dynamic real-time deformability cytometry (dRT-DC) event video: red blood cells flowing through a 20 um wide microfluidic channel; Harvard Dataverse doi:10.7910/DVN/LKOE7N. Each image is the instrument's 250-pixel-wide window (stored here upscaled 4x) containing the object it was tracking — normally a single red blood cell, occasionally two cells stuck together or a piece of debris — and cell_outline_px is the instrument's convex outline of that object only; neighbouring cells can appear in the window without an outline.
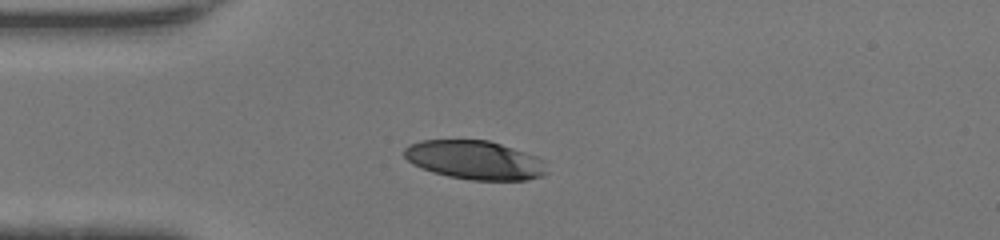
{"species": "human", "species_latin": "Homo sapiens", "temperature_condition": "warm", "stored_images_in_passage": 36, "camera_frame_rate_fps": 3000, "um_per_image_px": 0.085, "donor": {"sex": "female"}, "frame": {"image": 1, "passage_image": 1, "time_ms": 0.0, "image_size_px": [1000, 240], "cell_outline_px": [[548, 172], [544, 176], [528, 180], [472, 180], [448, 176], [432, 172], [412, 164], [404, 156], [404, 148], [408, 144], [420, 140], [488, 140], [536, 156], [544, 160]], "centroid_in_image_um": [40.36, 13.61], "position_along_channel_um": 44.6, "area_um2": 32.37}}
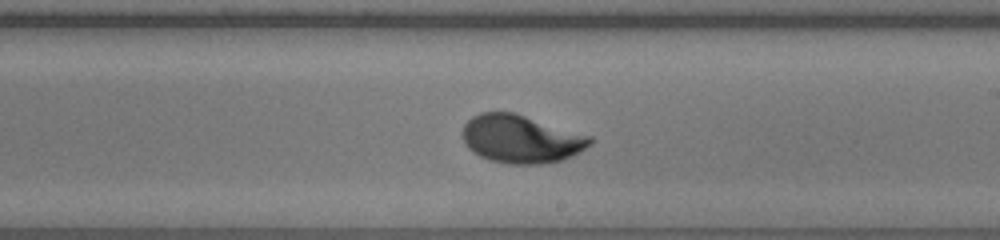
{"frame": {"image": 2, "passage_image": 16, "time_ms": 5.0, "image_size_px": [1000, 240], "cell_outline_px": [[596, 140], [592, 144], [580, 152], [572, 156], [560, 160], [540, 164], [508, 164], [488, 160], [472, 152], [464, 144], [460, 132], [464, 124], [472, 116], [480, 112], [512, 112], [592, 136]], "centroid_in_image_um": [44.26, 11.82], "position_along_channel_um": 244.7, "area_um2": 36.07}}
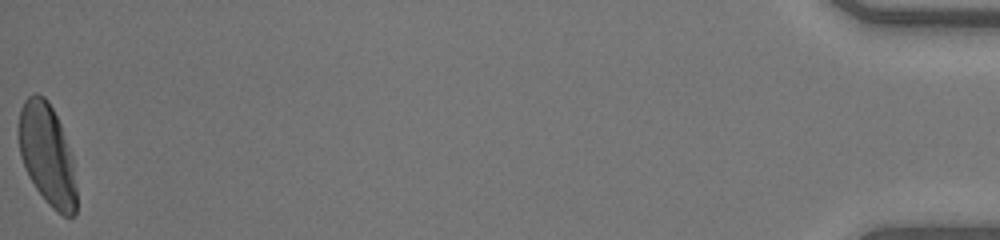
{"frame": {"image": 3, "passage_image": 36, "time_ms": 11.667, "image_size_px": [1000, 240], "cell_outline_px": [[76, 212], [72, 216], [64, 216], [52, 208], [48, 204], [36, 188], [28, 176], [24, 168], [20, 156], [20, 108], [24, 100], [28, 96], [36, 92], [44, 96], [48, 100], [60, 124], [72, 152], [76, 188]], "centroid_in_image_um": [4.02, 13.14], "position_along_channel_um": 431.2, "area_um2": 34.04}, "authors_computed_cell_mechanics": {"area_um2": 34.68, "velocity_mm_per_s": 4.3933, "shape_relaxation_time_tau1_ms": 2.7774, "shape_relaxation_time_tau2_ms": null, "deformation_change_tau1": 0.1617, "deformation_change_tau2": null}}